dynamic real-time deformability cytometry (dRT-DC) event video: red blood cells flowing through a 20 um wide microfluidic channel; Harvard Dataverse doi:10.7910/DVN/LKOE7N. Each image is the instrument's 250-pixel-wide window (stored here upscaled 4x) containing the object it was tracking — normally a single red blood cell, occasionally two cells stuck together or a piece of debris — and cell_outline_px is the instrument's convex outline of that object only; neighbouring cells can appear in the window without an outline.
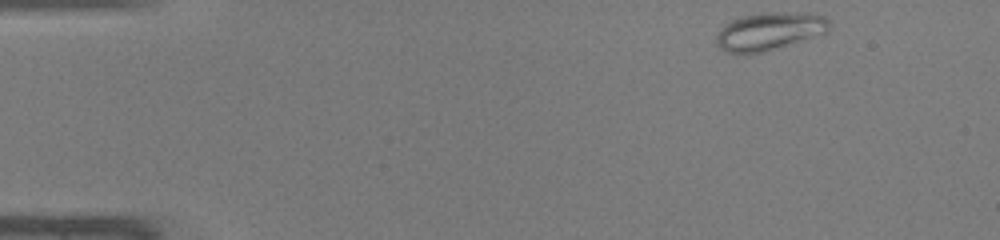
{"species": "common noctule bat (a hibernating species)", "species_latin": "Nyctalus noctula", "temperature_condition": "warm", "stored_images_in_passage": 43, "camera_frame_rate_fps": 3000, "um_per_image_px": 0.085, "animal": {"sex": "male", "body_mass_g": 19.0, "forearm_length_mm": 50.8}, "frame": {"image": 1, "passage_image": 1, "time_ms": 0.0, "image_size_px": [1000, 240], "cell_outline_px": [[832, 24], [828, 32], [764, 52], [728, 52], [720, 48], [716, 44], [716, 32], [720, 28], [732, 20], [744, 16], [764, 12], [812, 12], [824, 16], [832, 20]], "centroid_in_image_um": [65.47, 2.62], "position_along_channel_um": 19.5, "area_um2": 25.03}}
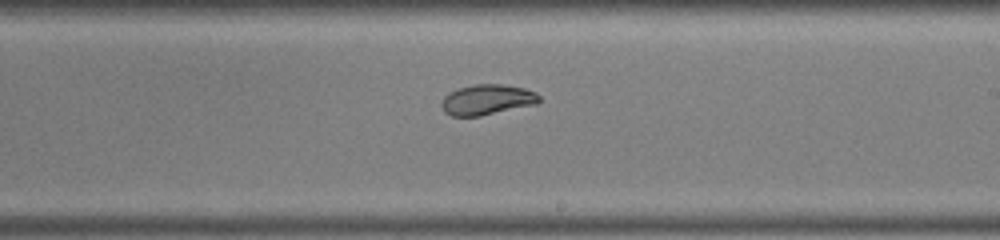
{"frame": {"image": 2, "passage_image": 24, "time_ms": 7.667, "image_size_px": [1000, 240], "cell_outline_px": [[540, 100], [536, 104], [480, 116], [452, 116], [444, 112], [440, 104], [444, 96], [448, 92], [460, 88], [476, 84], [504, 84], [524, 88], [536, 92], [540, 96]], "centroid_in_image_um": [41.39, 8.47], "position_along_channel_um": 247.6, "area_um2": 17.34}}
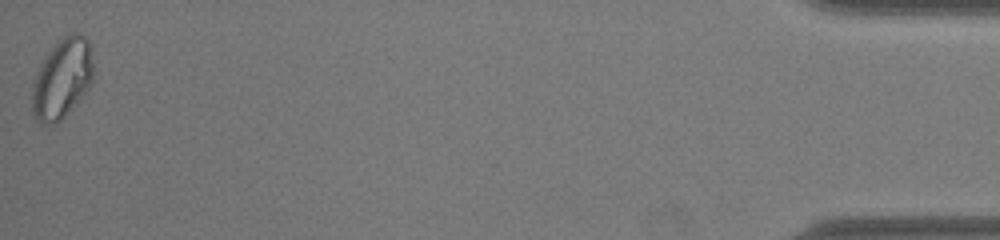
{"frame": {"image": 3, "passage_image": 43, "time_ms": 14.0, "image_size_px": [1000, 240], "cell_outline_px": [[92, 80], [88, 88], [68, 112], [56, 124], [40, 124], [36, 120], [32, 112], [32, 80], [40, 64], [48, 52], [64, 36], [72, 32], [80, 32], [88, 40], [92, 64]], "centroid_in_image_um": [5.24, 6.69], "position_along_channel_um": 430.0, "area_um2": 28.32}, "authors_computed_cell_mechanics": {"area_um2": 20.808, "velocity_mm_per_s": 4.2933, "shape_relaxation_time_tau1_ms": null, "shape_relaxation_time_tau2_ms": 0.7938, "deformation_change_tau1": null, "deformation_change_tau2": 0.0481}}